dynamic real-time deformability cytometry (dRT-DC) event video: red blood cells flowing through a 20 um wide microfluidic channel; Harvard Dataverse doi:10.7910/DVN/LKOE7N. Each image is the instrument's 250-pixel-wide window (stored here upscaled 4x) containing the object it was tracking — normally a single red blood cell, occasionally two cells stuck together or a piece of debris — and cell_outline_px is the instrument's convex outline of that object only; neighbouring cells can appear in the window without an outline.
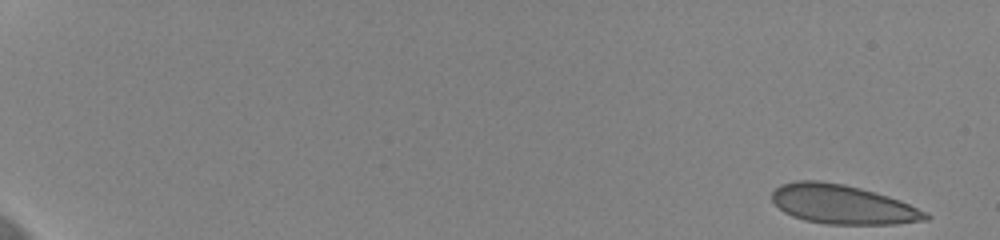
{"species": "human", "species_latin": "Homo sapiens", "temperature_condition": "cold", "stored_images_in_passage": 56, "camera_frame_rate_fps": 3000, "um_per_image_px": 0.085, "donor": {"sex": "female"}, "frame": {"image": 1, "passage_image": 1, "time_ms": 0.0, "image_size_px": [1000, 240], "cell_outline_px": [[932, 216], [928, 220], [896, 224], [828, 224], [804, 220], [792, 216], [784, 212], [772, 200], [772, 192], [780, 184], [796, 180], [820, 180], [844, 184], [860, 188], [888, 196], [900, 200], [928, 212]], "centroid_in_image_um": [71.64, 17.37], "position_along_channel_um": 13.4, "area_um2": 35.26}}
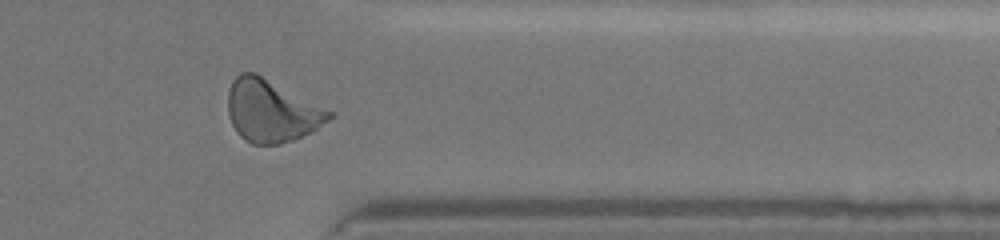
{"frame": {"image": 2, "passage_image": 48, "time_ms": 15.667, "image_size_px": [1000, 240], "cell_outline_px": [[332, 116], [328, 120], [316, 128], [296, 140], [280, 144], [252, 144], [244, 140], [236, 132], [228, 116], [228, 92], [232, 80], [240, 72], [252, 72], [332, 112]], "centroid_in_image_um": [23.0, 9.46], "position_along_channel_um": 388.4, "area_um2": 36.01}}
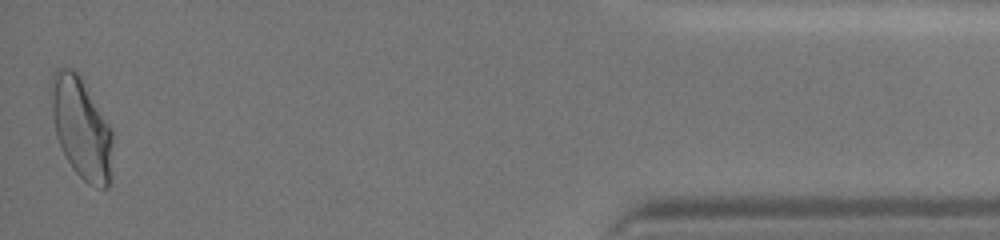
{"frame": {"image": 3, "passage_image": 56, "time_ms": 18.333, "image_size_px": [1000, 240], "cell_outline_px": [[112, 144], [108, 188], [96, 188], [88, 184], [72, 168], [56, 136], [48, 92], [48, 84], [52, 72], [56, 68], [72, 68], [80, 72], [112, 128]], "centroid_in_image_um": [6.87, 10.76], "position_along_channel_um": 428.3, "area_um2": 37.05}}